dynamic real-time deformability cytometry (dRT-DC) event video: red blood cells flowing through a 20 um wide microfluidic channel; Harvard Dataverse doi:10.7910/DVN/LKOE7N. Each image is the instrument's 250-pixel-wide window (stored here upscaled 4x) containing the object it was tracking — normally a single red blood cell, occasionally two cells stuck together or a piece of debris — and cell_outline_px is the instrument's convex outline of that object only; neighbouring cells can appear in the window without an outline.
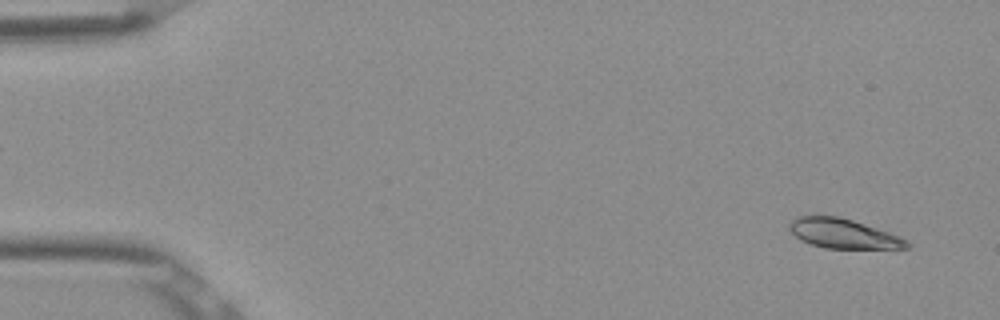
{"species": "Egyptian fruit bat (a non-hibernating species)", "species_latin": "Rousettus aegyptiacus", "temperature_condition": "room temperature", "stored_images_in_passage": 11, "camera_frame_rate_fps": 3000, "um_per_image_px": 0.085, "frame": {"image": 1, "passage_image": 1, "time_ms": 0.0, "image_size_px": [1000, 320], "cell_outline_px": [[912, 244], [908, 248], [824, 248], [800, 240], [788, 228], [788, 224], [796, 216], [836, 216], [852, 220], [900, 236], [908, 240]], "centroid_in_image_um": [71.68, 19.86], "position_along_channel_um": 13.3, "area_um2": 20.06}}